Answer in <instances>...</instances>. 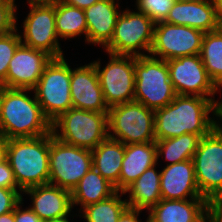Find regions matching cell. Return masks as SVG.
Instances as JSON below:
<instances>
[{
  "label": "cell",
  "mask_w": 222,
  "mask_h": 222,
  "mask_svg": "<svg viewBox=\"0 0 222 222\" xmlns=\"http://www.w3.org/2000/svg\"><path fill=\"white\" fill-rule=\"evenodd\" d=\"M6 159V140L0 136V163Z\"/></svg>",
  "instance_id": "43"
},
{
  "label": "cell",
  "mask_w": 222,
  "mask_h": 222,
  "mask_svg": "<svg viewBox=\"0 0 222 222\" xmlns=\"http://www.w3.org/2000/svg\"><path fill=\"white\" fill-rule=\"evenodd\" d=\"M199 55L210 79L222 86V29L204 34Z\"/></svg>",
  "instance_id": "29"
},
{
  "label": "cell",
  "mask_w": 222,
  "mask_h": 222,
  "mask_svg": "<svg viewBox=\"0 0 222 222\" xmlns=\"http://www.w3.org/2000/svg\"><path fill=\"white\" fill-rule=\"evenodd\" d=\"M162 199L204 198L198 190L192 159L165 166L160 170Z\"/></svg>",
  "instance_id": "19"
},
{
  "label": "cell",
  "mask_w": 222,
  "mask_h": 222,
  "mask_svg": "<svg viewBox=\"0 0 222 222\" xmlns=\"http://www.w3.org/2000/svg\"><path fill=\"white\" fill-rule=\"evenodd\" d=\"M61 1L62 0H27L26 2L34 5H56Z\"/></svg>",
  "instance_id": "41"
},
{
  "label": "cell",
  "mask_w": 222,
  "mask_h": 222,
  "mask_svg": "<svg viewBox=\"0 0 222 222\" xmlns=\"http://www.w3.org/2000/svg\"><path fill=\"white\" fill-rule=\"evenodd\" d=\"M71 100L74 108L108 112L96 68L92 62L71 68Z\"/></svg>",
  "instance_id": "16"
},
{
  "label": "cell",
  "mask_w": 222,
  "mask_h": 222,
  "mask_svg": "<svg viewBox=\"0 0 222 222\" xmlns=\"http://www.w3.org/2000/svg\"><path fill=\"white\" fill-rule=\"evenodd\" d=\"M164 22L192 27L204 33L219 29L214 0H176Z\"/></svg>",
  "instance_id": "18"
},
{
  "label": "cell",
  "mask_w": 222,
  "mask_h": 222,
  "mask_svg": "<svg viewBox=\"0 0 222 222\" xmlns=\"http://www.w3.org/2000/svg\"><path fill=\"white\" fill-rule=\"evenodd\" d=\"M52 133L66 144L93 150L108 137V112L72 107L52 122Z\"/></svg>",
  "instance_id": "4"
},
{
  "label": "cell",
  "mask_w": 222,
  "mask_h": 222,
  "mask_svg": "<svg viewBox=\"0 0 222 222\" xmlns=\"http://www.w3.org/2000/svg\"><path fill=\"white\" fill-rule=\"evenodd\" d=\"M116 192L113 184L105 179L93 166L72 190L73 209L78 205V213L86 206L100 202Z\"/></svg>",
  "instance_id": "25"
},
{
  "label": "cell",
  "mask_w": 222,
  "mask_h": 222,
  "mask_svg": "<svg viewBox=\"0 0 222 222\" xmlns=\"http://www.w3.org/2000/svg\"><path fill=\"white\" fill-rule=\"evenodd\" d=\"M24 194V195H23ZM30 197L29 208L42 220L71 216L73 211L71 191L52 184L25 189L23 196Z\"/></svg>",
  "instance_id": "17"
},
{
  "label": "cell",
  "mask_w": 222,
  "mask_h": 222,
  "mask_svg": "<svg viewBox=\"0 0 222 222\" xmlns=\"http://www.w3.org/2000/svg\"><path fill=\"white\" fill-rule=\"evenodd\" d=\"M166 62L177 95L200 96L215 101L218 87L208 76L200 55L179 57Z\"/></svg>",
  "instance_id": "14"
},
{
  "label": "cell",
  "mask_w": 222,
  "mask_h": 222,
  "mask_svg": "<svg viewBox=\"0 0 222 222\" xmlns=\"http://www.w3.org/2000/svg\"><path fill=\"white\" fill-rule=\"evenodd\" d=\"M107 54L110 58L105 66L99 58L92 61L107 106L134 101L135 56Z\"/></svg>",
  "instance_id": "11"
},
{
  "label": "cell",
  "mask_w": 222,
  "mask_h": 222,
  "mask_svg": "<svg viewBox=\"0 0 222 222\" xmlns=\"http://www.w3.org/2000/svg\"><path fill=\"white\" fill-rule=\"evenodd\" d=\"M49 150L50 133L34 138L6 140V159L22 191L49 184Z\"/></svg>",
  "instance_id": "3"
},
{
  "label": "cell",
  "mask_w": 222,
  "mask_h": 222,
  "mask_svg": "<svg viewBox=\"0 0 222 222\" xmlns=\"http://www.w3.org/2000/svg\"><path fill=\"white\" fill-rule=\"evenodd\" d=\"M24 197L15 207V222H43L30 208H22Z\"/></svg>",
  "instance_id": "35"
},
{
  "label": "cell",
  "mask_w": 222,
  "mask_h": 222,
  "mask_svg": "<svg viewBox=\"0 0 222 222\" xmlns=\"http://www.w3.org/2000/svg\"><path fill=\"white\" fill-rule=\"evenodd\" d=\"M157 163L155 142L126 144L116 191L123 192L151 166Z\"/></svg>",
  "instance_id": "22"
},
{
  "label": "cell",
  "mask_w": 222,
  "mask_h": 222,
  "mask_svg": "<svg viewBox=\"0 0 222 222\" xmlns=\"http://www.w3.org/2000/svg\"><path fill=\"white\" fill-rule=\"evenodd\" d=\"M222 86H219L217 93H221ZM214 117H215V130L222 133V99L214 101ZM221 121V122H220Z\"/></svg>",
  "instance_id": "38"
},
{
  "label": "cell",
  "mask_w": 222,
  "mask_h": 222,
  "mask_svg": "<svg viewBox=\"0 0 222 222\" xmlns=\"http://www.w3.org/2000/svg\"><path fill=\"white\" fill-rule=\"evenodd\" d=\"M196 182L201 195L211 204L222 201V133L215 129L201 138L193 155Z\"/></svg>",
  "instance_id": "9"
},
{
  "label": "cell",
  "mask_w": 222,
  "mask_h": 222,
  "mask_svg": "<svg viewBox=\"0 0 222 222\" xmlns=\"http://www.w3.org/2000/svg\"><path fill=\"white\" fill-rule=\"evenodd\" d=\"M204 34L188 26L174 25L164 21L155 23L149 55L165 61L199 55Z\"/></svg>",
  "instance_id": "12"
},
{
  "label": "cell",
  "mask_w": 222,
  "mask_h": 222,
  "mask_svg": "<svg viewBox=\"0 0 222 222\" xmlns=\"http://www.w3.org/2000/svg\"><path fill=\"white\" fill-rule=\"evenodd\" d=\"M123 196H125L123 192L116 191L110 197L84 207L78 215L75 213V217H82L86 222H118L128 207L127 197L122 199Z\"/></svg>",
  "instance_id": "28"
},
{
  "label": "cell",
  "mask_w": 222,
  "mask_h": 222,
  "mask_svg": "<svg viewBox=\"0 0 222 222\" xmlns=\"http://www.w3.org/2000/svg\"><path fill=\"white\" fill-rule=\"evenodd\" d=\"M0 187L7 189H20L16 183L13 170L7 159L0 163Z\"/></svg>",
  "instance_id": "34"
},
{
  "label": "cell",
  "mask_w": 222,
  "mask_h": 222,
  "mask_svg": "<svg viewBox=\"0 0 222 222\" xmlns=\"http://www.w3.org/2000/svg\"><path fill=\"white\" fill-rule=\"evenodd\" d=\"M66 4L74 7H78L80 9H86L91 5L95 4L98 0H62Z\"/></svg>",
  "instance_id": "39"
},
{
  "label": "cell",
  "mask_w": 222,
  "mask_h": 222,
  "mask_svg": "<svg viewBox=\"0 0 222 222\" xmlns=\"http://www.w3.org/2000/svg\"><path fill=\"white\" fill-rule=\"evenodd\" d=\"M211 205L206 198L161 199L148 211L145 222H204Z\"/></svg>",
  "instance_id": "21"
},
{
  "label": "cell",
  "mask_w": 222,
  "mask_h": 222,
  "mask_svg": "<svg viewBox=\"0 0 222 222\" xmlns=\"http://www.w3.org/2000/svg\"><path fill=\"white\" fill-rule=\"evenodd\" d=\"M201 138L200 135L186 133L178 137L156 140L157 163L161 158L166 160L165 166L192 159Z\"/></svg>",
  "instance_id": "26"
},
{
  "label": "cell",
  "mask_w": 222,
  "mask_h": 222,
  "mask_svg": "<svg viewBox=\"0 0 222 222\" xmlns=\"http://www.w3.org/2000/svg\"><path fill=\"white\" fill-rule=\"evenodd\" d=\"M70 80L71 66L65 56L52 58L32 89L44 115L51 123L73 107Z\"/></svg>",
  "instance_id": "7"
},
{
  "label": "cell",
  "mask_w": 222,
  "mask_h": 222,
  "mask_svg": "<svg viewBox=\"0 0 222 222\" xmlns=\"http://www.w3.org/2000/svg\"><path fill=\"white\" fill-rule=\"evenodd\" d=\"M155 22L142 12L125 8L120 13L105 53L146 56L150 54Z\"/></svg>",
  "instance_id": "8"
},
{
  "label": "cell",
  "mask_w": 222,
  "mask_h": 222,
  "mask_svg": "<svg viewBox=\"0 0 222 222\" xmlns=\"http://www.w3.org/2000/svg\"><path fill=\"white\" fill-rule=\"evenodd\" d=\"M134 101L151 110L165 107L177 95L170 81L167 62L150 55L135 56Z\"/></svg>",
  "instance_id": "5"
},
{
  "label": "cell",
  "mask_w": 222,
  "mask_h": 222,
  "mask_svg": "<svg viewBox=\"0 0 222 222\" xmlns=\"http://www.w3.org/2000/svg\"><path fill=\"white\" fill-rule=\"evenodd\" d=\"M119 2L120 0H98L84 9L87 22L86 44L104 48L110 42L122 12Z\"/></svg>",
  "instance_id": "20"
},
{
  "label": "cell",
  "mask_w": 222,
  "mask_h": 222,
  "mask_svg": "<svg viewBox=\"0 0 222 222\" xmlns=\"http://www.w3.org/2000/svg\"><path fill=\"white\" fill-rule=\"evenodd\" d=\"M156 165L159 164L156 163L148 168L123 191L125 196L128 193L127 197L129 199H126L128 207L148 212L162 199L160 191L161 175L160 170H156Z\"/></svg>",
  "instance_id": "23"
},
{
  "label": "cell",
  "mask_w": 222,
  "mask_h": 222,
  "mask_svg": "<svg viewBox=\"0 0 222 222\" xmlns=\"http://www.w3.org/2000/svg\"><path fill=\"white\" fill-rule=\"evenodd\" d=\"M92 152V166L114 186L119 182L125 145L107 137Z\"/></svg>",
  "instance_id": "24"
},
{
  "label": "cell",
  "mask_w": 222,
  "mask_h": 222,
  "mask_svg": "<svg viewBox=\"0 0 222 222\" xmlns=\"http://www.w3.org/2000/svg\"><path fill=\"white\" fill-rule=\"evenodd\" d=\"M33 95H32V94ZM52 132L32 89L0 87V136L34 138Z\"/></svg>",
  "instance_id": "2"
},
{
  "label": "cell",
  "mask_w": 222,
  "mask_h": 222,
  "mask_svg": "<svg viewBox=\"0 0 222 222\" xmlns=\"http://www.w3.org/2000/svg\"><path fill=\"white\" fill-rule=\"evenodd\" d=\"M20 44L21 37L18 26L13 32L0 36V87H5L9 63Z\"/></svg>",
  "instance_id": "30"
},
{
  "label": "cell",
  "mask_w": 222,
  "mask_h": 222,
  "mask_svg": "<svg viewBox=\"0 0 222 222\" xmlns=\"http://www.w3.org/2000/svg\"><path fill=\"white\" fill-rule=\"evenodd\" d=\"M51 60L46 52L21 43L9 63L5 87L33 89Z\"/></svg>",
  "instance_id": "15"
},
{
  "label": "cell",
  "mask_w": 222,
  "mask_h": 222,
  "mask_svg": "<svg viewBox=\"0 0 222 222\" xmlns=\"http://www.w3.org/2000/svg\"><path fill=\"white\" fill-rule=\"evenodd\" d=\"M154 113L156 140L186 133L204 137L215 129L214 102L209 98L176 95L171 103Z\"/></svg>",
  "instance_id": "1"
},
{
  "label": "cell",
  "mask_w": 222,
  "mask_h": 222,
  "mask_svg": "<svg viewBox=\"0 0 222 222\" xmlns=\"http://www.w3.org/2000/svg\"><path fill=\"white\" fill-rule=\"evenodd\" d=\"M0 222H15V208L14 211L0 215Z\"/></svg>",
  "instance_id": "42"
},
{
  "label": "cell",
  "mask_w": 222,
  "mask_h": 222,
  "mask_svg": "<svg viewBox=\"0 0 222 222\" xmlns=\"http://www.w3.org/2000/svg\"><path fill=\"white\" fill-rule=\"evenodd\" d=\"M204 222H222V207L220 204H212L208 208Z\"/></svg>",
  "instance_id": "37"
},
{
  "label": "cell",
  "mask_w": 222,
  "mask_h": 222,
  "mask_svg": "<svg viewBox=\"0 0 222 222\" xmlns=\"http://www.w3.org/2000/svg\"><path fill=\"white\" fill-rule=\"evenodd\" d=\"M21 189H7L0 187V215L14 211L16 205L22 200Z\"/></svg>",
  "instance_id": "33"
},
{
  "label": "cell",
  "mask_w": 222,
  "mask_h": 222,
  "mask_svg": "<svg viewBox=\"0 0 222 222\" xmlns=\"http://www.w3.org/2000/svg\"><path fill=\"white\" fill-rule=\"evenodd\" d=\"M155 113L132 101L109 107L108 137L126 144L155 142Z\"/></svg>",
  "instance_id": "6"
},
{
  "label": "cell",
  "mask_w": 222,
  "mask_h": 222,
  "mask_svg": "<svg viewBox=\"0 0 222 222\" xmlns=\"http://www.w3.org/2000/svg\"><path fill=\"white\" fill-rule=\"evenodd\" d=\"M216 5V19L219 29H222V0H214Z\"/></svg>",
  "instance_id": "40"
},
{
  "label": "cell",
  "mask_w": 222,
  "mask_h": 222,
  "mask_svg": "<svg viewBox=\"0 0 222 222\" xmlns=\"http://www.w3.org/2000/svg\"><path fill=\"white\" fill-rule=\"evenodd\" d=\"M91 167V150L66 144L50 133L49 184L72 192Z\"/></svg>",
  "instance_id": "10"
},
{
  "label": "cell",
  "mask_w": 222,
  "mask_h": 222,
  "mask_svg": "<svg viewBox=\"0 0 222 222\" xmlns=\"http://www.w3.org/2000/svg\"><path fill=\"white\" fill-rule=\"evenodd\" d=\"M69 217L74 218V215L73 216H64V217L55 218V219H48V220H44L43 222H70L71 218H69Z\"/></svg>",
  "instance_id": "44"
},
{
  "label": "cell",
  "mask_w": 222,
  "mask_h": 222,
  "mask_svg": "<svg viewBox=\"0 0 222 222\" xmlns=\"http://www.w3.org/2000/svg\"><path fill=\"white\" fill-rule=\"evenodd\" d=\"M28 6L30 10L21 25L23 30L19 31L21 43L44 51L52 58L63 57L65 54L55 28V5Z\"/></svg>",
  "instance_id": "13"
},
{
  "label": "cell",
  "mask_w": 222,
  "mask_h": 222,
  "mask_svg": "<svg viewBox=\"0 0 222 222\" xmlns=\"http://www.w3.org/2000/svg\"><path fill=\"white\" fill-rule=\"evenodd\" d=\"M176 0H135L134 9L144 13L155 23L164 21Z\"/></svg>",
  "instance_id": "31"
},
{
  "label": "cell",
  "mask_w": 222,
  "mask_h": 222,
  "mask_svg": "<svg viewBox=\"0 0 222 222\" xmlns=\"http://www.w3.org/2000/svg\"><path fill=\"white\" fill-rule=\"evenodd\" d=\"M17 4L14 1L0 0V36L7 35L17 29Z\"/></svg>",
  "instance_id": "32"
},
{
  "label": "cell",
  "mask_w": 222,
  "mask_h": 222,
  "mask_svg": "<svg viewBox=\"0 0 222 222\" xmlns=\"http://www.w3.org/2000/svg\"><path fill=\"white\" fill-rule=\"evenodd\" d=\"M55 28L59 39H75L83 35L86 43L87 22L83 9L61 1L55 5Z\"/></svg>",
  "instance_id": "27"
},
{
  "label": "cell",
  "mask_w": 222,
  "mask_h": 222,
  "mask_svg": "<svg viewBox=\"0 0 222 222\" xmlns=\"http://www.w3.org/2000/svg\"><path fill=\"white\" fill-rule=\"evenodd\" d=\"M143 210L127 207L118 219V222H144L139 219Z\"/></svg>",
  "instance_id": "36"
}]
</instances>
